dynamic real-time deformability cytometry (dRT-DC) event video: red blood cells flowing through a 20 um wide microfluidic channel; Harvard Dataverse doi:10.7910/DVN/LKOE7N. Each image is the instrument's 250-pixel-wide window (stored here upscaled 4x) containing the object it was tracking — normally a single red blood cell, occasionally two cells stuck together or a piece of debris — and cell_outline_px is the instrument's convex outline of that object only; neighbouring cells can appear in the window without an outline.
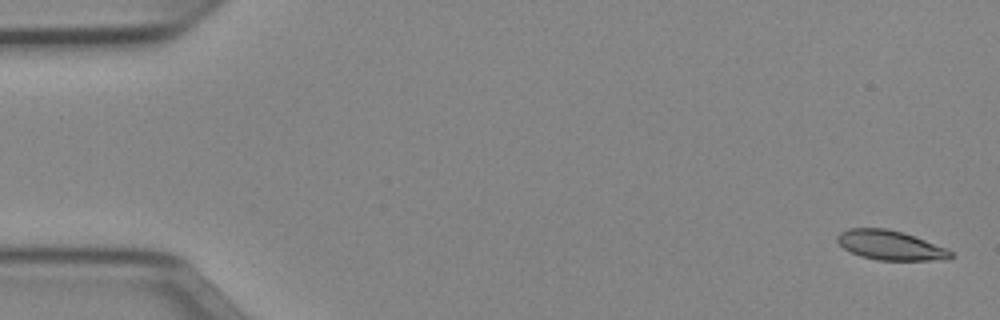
{"species": "Egyptian fruit bat (a non-hibernating species)", "species_latin": "Rousettus aegyptiacus", "temperature_condition": "cold", "stored_images_in_passage": 52, "camera_frame_rate_fps": 3000, "um_per_image_px": 0.085, "animal": {"sex": "female"}, "frame": {"image": 1, "passage_image": 2, "time_ms": 0.333, "image_size_px": [1000, 320], "cell_outline_px": [[956, 256], [948, 260], [876, 260], [860, 256], [844, 248], [836, 240], [836, 236], [840, 232], [848, 228], [884, 228], [900, 232], [924, 240], [944, 248], [952, 252]], "centroid_in_image_um": [75.66, 20.86], "position_along_channel_um": 9.3, "area_um2": 19.31}}
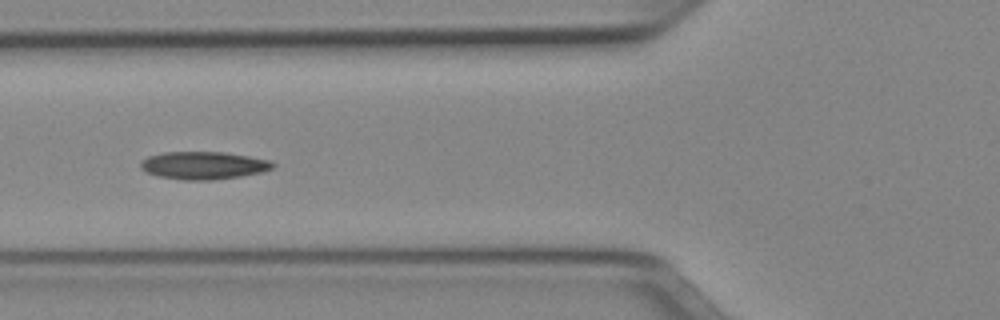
{"frame": {"image": 2, "passage_image": 20, "time_ms": 6.333, "image_size_px": [1000, 320], "cell_outline_px": [[276, 164], [272, 168], [264, 172], [240, 176], [212, 180], [184, 180], [160, 176], [148, 172], [140, 168], [140, 160], [148, 156], [164, 152], [224, 152], [272, 160]], "centroid_in_image_um": [17.33, 14.05], "position_along_channel_um": 108.5, "area_um2": 21.39}}
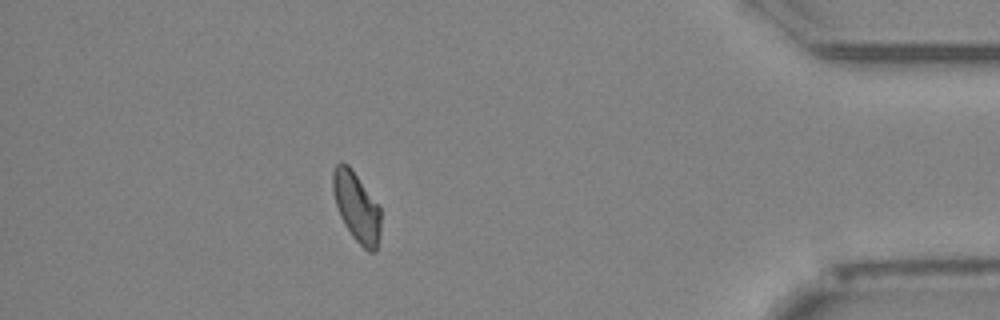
{"frame": {"image": 3, "passage_image": 46, "time_ms": 15.0, "image_size_px": [1000, 320], "cell_outline_px": [[380, 232], [376, 252], [368, 252], [352, 236], [344, 224], [340, 216], [336, 204], [332, 188], [332, 172], [336, 164], [340, 160], [348, 164], [352, 168], [380, 208]], "centroid_in_image_um": [30.29, 17.57], "position_along_channel_um": 404.9, "area_um2": 19.42}, "authors_computed_cell_mechanics": {"area_um2": 19.8543, "velocity_mm_per_s": 3.9457, "shape_relaxation_time_tau1_ms": 3.0637, "shape_relaxation_time_tau2_ms": 3.8496, "deformation_change_tau1": 0.1128, "deformation_change_tau2": 0.0924}}